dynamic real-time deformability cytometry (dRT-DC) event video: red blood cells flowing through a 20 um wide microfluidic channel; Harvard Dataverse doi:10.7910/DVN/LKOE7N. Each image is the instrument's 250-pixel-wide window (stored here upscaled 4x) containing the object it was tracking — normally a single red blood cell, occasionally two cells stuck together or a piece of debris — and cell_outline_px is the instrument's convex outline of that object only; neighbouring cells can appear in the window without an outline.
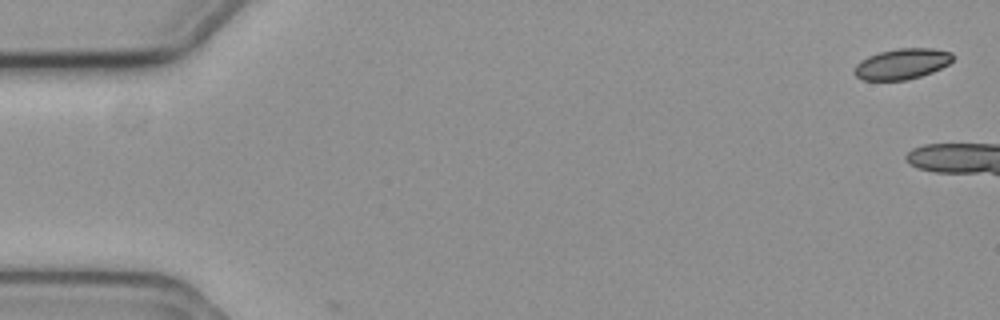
{"species": "common noctule bat (a hibernating species)", "species_latin": "Nyctalus noctula", "temperature_condition": "cold", "stored_images_in_passage": 4, "camera_frame_rate_fps": 3000, "um_per_image_px": 0.085, "animal": {"sex": "female", "body_mass_g": 19.3, "forearm_length_mm": 54.1}, "frame": {"image": 1, "passage_image": 1, "time_ms": 0.0, "image_size_px": [1000, 320], "cell_outline_px": [[952, 60], [948, 64], [932, 72], [908, 80], [860, 80], [852, 72], [856, 64], [860, 60], [868, 56], [880, 52], [896, 48], [932, 48], [952, 52]], "centroid_in_image_um": [76.63, 5.43], "position_along_channel_um": 8.4, "area_um2": 17.69}}